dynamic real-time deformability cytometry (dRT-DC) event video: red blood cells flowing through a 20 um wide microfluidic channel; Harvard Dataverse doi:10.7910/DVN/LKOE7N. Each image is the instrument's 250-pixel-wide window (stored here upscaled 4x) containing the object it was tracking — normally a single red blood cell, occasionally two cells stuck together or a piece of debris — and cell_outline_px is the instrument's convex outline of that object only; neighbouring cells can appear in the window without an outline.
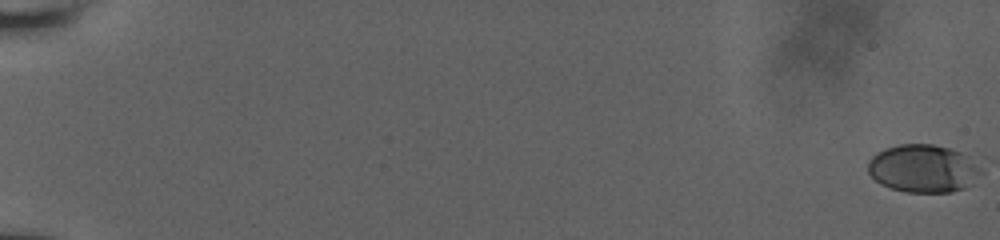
{"species": "human", "species_latin": "Homo sapiens", "temperature_condition": "room temperature", "stored_images_in_passage": 58, "camera_frame_rate_fps": 3000, "um_per_image_px": 0.085, "donor": {"sex": "male"}, "frame": {"image": 1, "passage_image": 1, "time_ms": 0.0, "image_size_px": [1000, 240], "cell_outline_px": [[984, 172], [972, 184], [964, 188], [952, 192], [904, 192], [880, 184], [868, 172], [868, 160], [876, 152], [884, 148], [900, 144], [932, 144], [984, 156]], "centroid_in_image_um": [78.65, 14.29], "position_along_channel_um": 6.4, "area_um2": 33.06}}
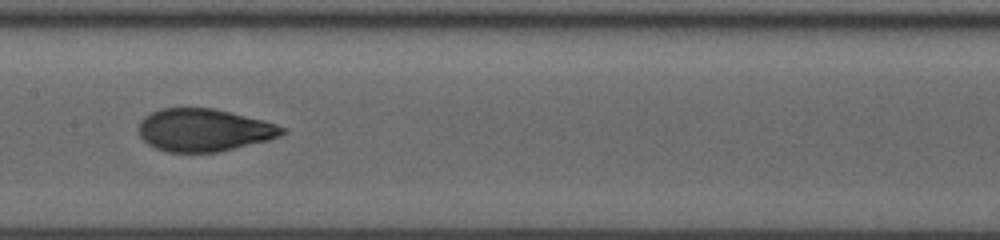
{"frame": {"image": 2, "passage_image": 33, "time_ms": 10.667, "image_size_px": [1000, 240], "cell_outline_px": [[288, 132], [280, 136], [268, 140], [220, 152], [168, 152], [156, 148], [148, 144], [140, 136], [140, 120], [144, 116], [160, 108], [212, 108], [264, 120], [288, 128]], "centroid_in_image_um": [17.37, 11.06], "position_along_channel_um": 190.0, "area_um2": 35.72}}
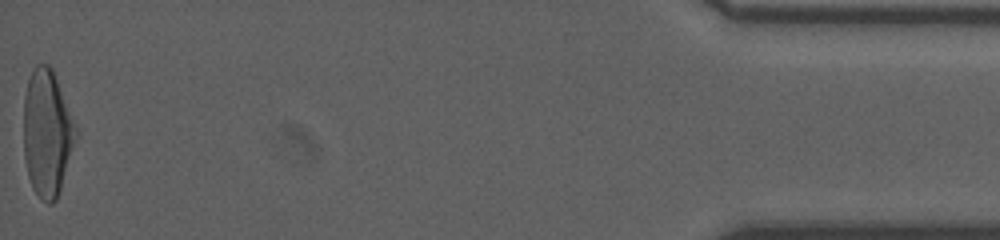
{"frame": {"image": 3, "passage_image": 58, "time_ms": 19.0, "image_size_px": [1000, 240], "cell_outline_px": [[80, 132], [56, 200], [52, 204], [48, 204], [40, 200], [32, 188], [28, 176], [24, 156], [24, 96], [28, 80], [32, 68], [36, 64], [48, 64], [52, 68]], "centroid_in_image_um": [4.03, 11.32], "position_along_channel_um": 431.2, "area_um2": 39.19}, "authors_computed_cell_mechanics": {"area_um2": 34.9979, "velocity_mm_per_s": 3.932, "shape_relaxation_time_tau1_ms": 4.4503, "shape_relaxation_time_tau2_ms": 0.8402, "deformation_change_tau1": 0.184, "deformation_change_tau2": 0.0696}}